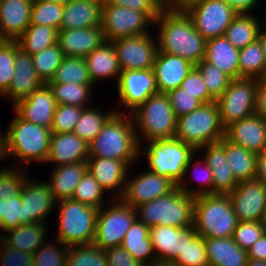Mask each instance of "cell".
<instances>
[{"label":"cell","mask_w":266,"mask_h":266,"mask_svg":"<svg viewBox=\"0 0 266 266\" xmlns=\"http://www.w3.org/2000/svg\"><path fill=\"white\" fill-rule=\"evenodd\" d=\"M158 27V51L177 55L193 65L205 57L206 40L195 30L186 13L162 11L153 26Z\"/></svg>","instance_id":"cell-1"},{"label":"cell","mask_w":266,"mask_h":266,"mask_svg":"<svg viewBox=\"0 0 266 266\" xmlns=\"http://www.w3.org/2000/svg\"><path fill=\"white\" fill-rule=\"evenodd\" d=\"M88 148L89 157L123 160L130 167L134 165L140 157V144L131 114L114 112Z\"/></svg>","instance_id":"cell-2"},{"label":"cell","mask_w":266,"mask_h":266,"mask_svg":"<svg viewBox=\"0 0 266 266\" xmlns=\"http://www.w3.org/2000/svg\"><path fill=\"white\" fill-rule=\"evenodd\" d=\"M6 128V155L19 161L45 163L49 154L52 132L49 128L22 119L16 112ZM19 162V163H18Z\"/></svg>","instance_id":"cell-3"},{"label":"cell","mask_w":266,"mask_h":266,"mask_svg":"<svg viewBox=\"0 0 266 266\" xmlns=\"http://www.w3.org/2000/svg\"><path fill=\"white\" fill-rule=\"evenodd\" d=\"M238 222L229 195L195 197L193 227L197 234L204 238L232 237Z\"/></svg>","instance_id":"cell-4"},{"label":"cell","mask_w":266,"mask_h":266,"mask_svg":"<svg viewBox=\"0 0 266 266\" xmlns=\"http://www.w3.org/2000/svg\"><path fill=\"white\" fill-rule=\"evenodd\" d=\"M194 200L195 197L176 186L168 194L135 207L137 219L148 228L156 225L192 227Z\"/></svg>","instance_id":"cell-5"},{"label":"cell","mask_w":266,"mask_h":266,"mask_svg":"<svg viewBox=\"0 0 266 266\" xmlns=\"http://www.w3.org/2000/svg\"><path fill=\"white\" fill-rule=\"evenodd\" d=\"M139 155H145L149 170L167 177L176 186L184 178L186 166L197 150L176 137L144 142Z\"/></svg>","instance_id":"cell-6"},{"label":"cell","mask_w":266,"mask_h":266,"mask_svg":"<svg viewBox=\"0 0 266 266\" xmlns=\"http://www.w3.org/2000/svg\"><path fill=\"white\" fill-rule=\"evenodd\" d=\"M131 116L140 145L175 137L177 117L166 93L153 94Z\"/></svg>","instance_id":"cell-7"},{"label":"cell","mask_w":266,"mask_h":266,"mask_svg":"<svg viewBox=\"0 0 266 266\" xmlns=\"http://www.w3.org/2000/svg\"><path fill=\"white\" fill-rule=\"evenodd\" d=\"M56 240L66 246L92 244L99 209L72 198L58 201Z\"/></svg>","instance_id":"cell-8"},{"label":"cell","mask_w":266,"mask_h":266,"mask_svg":"<svg viewBox=\"0 0 266 266\" xmlns=\"http://www.w3.org/2000/svg\"><path fill=\"white\" fill-rule=\"evenodd\" d=\"M175 137L196 150L225 137L216 101L202 104L191 113L178 117Z\"/></svg>","instance_id":"cell-9"},{"label":"cell","mask_w":266,"mask_h":266,"mask_svg":"<svg viewBox=\"0 0 266 266\" xmlns=\"http://www.w3.org/2000/svg\"><path fill=\"white\" fill-rule=\"evenodd\" d=\"M136 219L135 208L121 199H112L110 206L107 203L99 209L93 243L102 250L120 246Z\"/></svg>","instance_id":"cell-10"},{"label":"cell","mask_w":266,"mask_h":266,"mask_svg":"<svg viewBox=\"0 0 266 266\" xmlns=\"http://www.w3.org/2000/svg\"><path fill=\"white\" fill-rule=\"evenodd\" d=\"M255 97V78L232 79L225 92L216 100L222 126L226 128L236 121L256 114Z\"/></svg>","instance_id":"cell-11"},{"label":"cell","mask_w":266,"mask_h":266,"mask_svg":"<svg viewBox=\"0 0 266 266\" xmlns=\"http://www.w3.org/2000/svg\"><path fill=\"white\" fill-rule=\"evenodd\" d=\"M154 22L144 13L118 5L102 7V31L106 41L150 33Z\"/></svg>","instance_id":"cell-12"},{"label":"cell","mask_w":266,"mask_h":266,"mask_svg":"<svg viewBox=\"0 0 266 266\" xmlns=\"http://www.w3.org/2000/svg\"><path fill=\"white\" fill-rule=\"evenodd\" d=\"M239 11L223 0H198L186 14L195 30L207 41L224 36L226 29Z\"/></svg>","instance_id":"cell-13"},{"label":"cell","mask_w":266,"mask_h":266,"mask_svg":"<svg viewBox=\"0 0 266 266\" xmlns=\"http://www.w3.org/2000/svg\"><path fill=\"white\" fill-rule=\"evenodd\" d=\"M23 167L14 165L0 170V223L4 232L22 225L20 192L28 177L26 166Z\"/></svg>","instance_id":"cell-14"},{"label":"cell","mask_w":266,"mask_h":266,"mask_svg":"<svg viewBox=\"0 0 266 266\" xmlns=\"http://www.w3.org/2000/svg\"><path fill=\"white\" fill-rule=\"evenodd\" d=\"M117 94L121 102L120 110L114 108L115 112L131 114L140 107L150 96L159 93L157 82L152 68L141 70H124L119 74Z\"/></svg>","instance_id":"cell-15"},{"label":"cell","mask_w":266,"mask_h":266,"mask_svg":"<svg viewBox=\"0 0 266 266\" xmlns=\"http://www.w3.org/2000/svg\"><path fill=\"white\" fill-rule=\"evenodd\" d=\"M151 33L112 41L121 71L150 69L158 52L157 40Z\"/></svg>","instance_id":"cell-16"},{"label":"cell","mask_w":266,"mask_h":266,"mask_svg":"<svg viewBox=\"0 0 266 266\" xmlns=\"http://www.w3.org/2000/svg\"><path fill=\"white\" fill-rule=\"evenodd\" d=\"M22 225L47 223L45 221L56 209L55 200L47 181L39 182L28 176L21 192ZM50 214V215H49Z\"/></svg>","instance_id":"cell-17"},{"label":"cell","mask_w":266,"mask_h":266,"mask_svg":"<svg viewBox=\"0 0 266 266\" xmlns=\"http://www.w3.org/2000/svg\"><path fill=\"white\" fill-rule=\"evenodd\" d=\"M229 197L239 222L263 220L266 212V186L259 180L240 181Z\"/></svg>","instance_id":"cell-18"},{"label":"cell","mask_w":266,"mask_h":266,"mask_svg":"<svg viewBox=\"0 0 266 266\" xmlns=\"http://www.w3.org/2000/svg\"><path fill=\"white\" fill-rule=\"evenodd\" d=\"M175 187L176 185L167 177L150 170L140 171L139 175H133L131 178L127 176L124 193L120 199L135 208L168 194Z\"/></svg>","instance_id":"cell-19"},{"label":"cell","mask_w":266,"mask_h":266,"mask_svg":"<svg viewBox=\"0 0 266 266\" xmlns=\"http://www.w3.org/2000/svg\"><path fill=\"white\" fill-rule=\"evenodd\" d=\"M130 167L123 160H114L101 157H89L87 159V170L97 180L99 185L105 190L116 195H109L112 199H120L124 193L127 176ZM118 190V191H117Z\"/></svg>","instance_id":"cell-20"},{"label":"cell","mask_w":266,"mask_h":266,"mask_svg":"<svg viewBox=\"0 0 266 266\" xmlns=\"http://www.w3.org/2000/svg\"><path fill=\"white\" fill-rule=\"evenodd\" d=\"M56 105L52 90L44 84L13 105V111L28 122L50 129Z\"/></svg>","instance_id":"cell-21"},{"label":"cell","mask_w":266,"mask_h":266,"mask_svg":"<svg viewBox=\"0 0 266 266\" xmlns=\"http://www.w3.org/2000/svg\"><path fill=\"white\" fill-rule=\"evenodd\" d=\"M44 84L35 70L32 56L19 48L15 53L13 81L1 97L10 98L15 105Z\"/></svg>","instance_id":"cell-22"},{"label":"cell","mask_w":266,"mask_h":266,"mask_svg":"<svg viewBox=\"0 0 266 266\" xmlns=\"http://www.w3.org/2000/svg\"><path fill=\"white\" fill-rule=\"evenodd\" d=\"M89 158L88 143L74 132L52 133L49 154L45 164L54 167L71 163L87 162Z\"/></svg>","instance_id":"cell-23"},{"label":"cell","mask_w":266,"mask_h":266,"mask_svg":"<svg viewBox=\"0 0 266 266\" xmlns=\"http://www.w3.org/2000/svg\"><path fill=\"white\" fill-rule=\"evenodd\" d=\"M194 66L182 57L158 51L152 69L159 93H167L180 87Z\"/></svg>","instance_id":"cell-24"},{"label":"cell","mask_w":266,"mask_h":266,"mask_svg":"<svg viewBox=\"0 0 266 266\" xmlns=\"http://www.w3.org/2000/svg\"><path fill=\"white\" fill-rule=\"evenodd\" d=\"M101 26L59 30L57 43L64 56L86 57L105 42Z\"/></svg>","instance_id":"cell-25"},{"label":"cell","mask_w":266,"mask_h":266,"mask_svg":"<svg viewBox=\"0 0 266 266\" xmlns=\"http://www.w3.org/2000/svg\"><path fill=\"white\" fill-rule=\"evenodd\" d=\"M225 138L256 154L266 149V130L260 115L254 114L225 128Z\"/></svg>","instance_id":"cell-26"},{"label":"cell","mask_w":266,"mask_h":266,"mask_svg":"<svg viewBox=\"0 0 266 266\" xmlns=\"http://www.w3.org/2000/svg\"><path fill=\"white\" fill-rule=\"evenodd\" d=\"M33 0H0V34L16 41L30 25Z\"/></svg>","instance_id":"cell-27"},{"label":"cell","mask_w":266,"mask_h":266,"mask_svg":"<svg viewBox=\"0 0 266 266\" xmlns=\"http://www.w3.org/2000/svg\"><path fill=\"white\" fill-rule=\"evenodd\" d=\"M197 153H204L202 158L213 172V194L229 195L239 182L226 161L225 148L217 142L200 147Z\"/></svg>","instance_id":"cell-28"},{"label":"cell","mask_w":266,"mask_h":266,"mask_svg":"<svg viewBox=\"0 0 266 266\" xmlns=\"http://www.w3.org/2000/svg\"><path fill=\"white\" fill-rule=\"evenodd\" d=\"M156 261L173 262L185 248V227L156 225L150 228Z\"/></svg>","instance_id":"cell-29"},{"label":"cell","mask_w":266,"mask_h":266,"mask_svg":"<svg viewBox=\"0 0 266 266\" xmlns=\"http://www.w3.org/2000/svg\"><path fill=\"white\" fill-rule=\"evenodd\" d=\"M102 5L88 0H71L64 5L60 30L101 26Z\"/></svg>","instance_id":"cell-30"},{"label":"cell","mask_w":266,"mask_h":266,"mask_svg":"<svg viewBox=\"0 0 266 266\" xmlns=\"http://www.w3.org/2000/svg\"><path fill=\"white\" fill-rule=\"evenodd\" d=\"M239 52L225 36L206 41L204 60L213 64L231 79L240 78Z\"/></svg>","instance_id":"cell-31"},{"label":"cell","mask_w":266,"mask_h":266,"mask_svg":"<svg viewBox=\"0 0 266 266\" xmlns=\"http://www.w3.org/2000/svg\"><path fill=\"white\" fill-rule=\"evenodd\" d=\"M85 60L94 84H97L100 79H117L116 81H118L121 69L112 42L105 41L100 47L88 54Z\"/></svg>","instance_id":"cell-32"},{"label":"cell","mask_w":266,"mask_h":266,"mask_svg":"<svg viewBox=\"0 0 266 266\" xmlns=\"http://www.w3.org/2000/svg\"><path fill=\"white\" fill-rule=\"evenodd\" d=\"M87 171V162L60 165L52 169L51 177L46 180L55 200L61 201L73 197L76 186Z\"/></svg>","instance_id":"cell-33"},{"label":"cell","mask_w":266,"mask_h":266,"mask_svg":"<svg viewBox=\"0 0 266 266\" xmlns=\"http://www.w3.org/2000/svg\"><path fill=\"white\" fill-rule=\"evenodd\" d=\"M205 246L209 266H246L247 251L232 237L205 238Z\"/></svg>","instance_id":"cell-34"},{"label":"cell","mask_w":266,"mask_h":266,"mask_svg":"<svg viewBox=\"0 0 266 266\" xmlns=\"http://www.w3.org/2000/svg\"><path fill=\"white\" fill-rule=\"evenodd\" d=\"M150 228L136 219L122 240L121 247L144 266L156 262L153 245L150 240Z\"/></svg>","instance_id":"cell-35"},{"label":"cell","mask_w":266,"mask_h":266,"mask_svg":"<svg viewBox=\"0 0 266 266\" xmlns=\"http://www.w3.org/2000/svg\"><path fill=\"white\" fill-rule=\"evenodd\" d=\"M219 143L225 148L226 161L238 182L254 179L256 177V153L230 142L225 137H223Z\"/></svg>","instance_id":"cell-36"},{"label":"cell","mask_w":266,"mask_h":266,"mask_svg":"<svg viewBox=\"0 0 266 266\" xmlns=\"http://www.w3.org/2000/svg\"><path fill=\"white\" fill-rule=\"evenodd\" d=\"M254 12H239L225 31L224 36L237 49H243L258 39L261 29Z\"/></svg>","instance_id":"cell-37"},{"label":"cell","mask_w":266,"mask_h":266,"mask_svg":"<svg viewBox=\"0 0 266 266\" xmlns=\"http://www.w3.org/2000/svg\"><path fill=\"white\" fill-rule=\"evenodd\" d=\"M46 223H31L20 225L17 228L11 229L8 234H4V241L22 252L33 254L44 241H47ZM7 235V236H6ZM46 239V240H45Z\"/></svg>","instance_id":"cell-38"},{"label":"cell","mask_w":266,"mask_h":266,"mask_svg":"<svg viewBox=\"0 0 266 266\" xmlns=\"http://www.w3.org/2000/svg\"><path fill=\"white\" fill-rule=\"evenodd\" d=\"M197 155H199V156H197ZM200 156H201V158H200ZM196 157H199V160ZM195 160H197V161H195ZM192 167H193V169H192ZM212 173H213L212 170L209 168L206 161L202 158V155H200L199 153H196L190 159L189 164L186 166L185 172H184V178L177 185V187L182 192H184L190 196H193V197L213 194V175H212ZM190 174L192 175V177L194 176V178H196V180L199 184L197 187L198 189L194 188V187L192 189V187H191L192 185H190L191 182H189V179H190L189 175ZM187 182L190 184H188Z\"/></svg>","instance_id":"cell-39"},{"label":"cell","mask_w":266,"mask_h":266,"mask_svg":"<svg viewBox=\"0 0 266 266\" xmlns=\"http://www.w3.org/2000/svg\"><path fill=\"white\" fill-rule=\"evenodd\" d=\"M58 30L45 25H29L16 40L19 48L29 55H34L57 43Z\"/></svg>","instance_id":"cell-40"},{"label":"cell","mask_w":266,"mask_h":266,"mask_svg":"<svg viewBox=\"0 0 266 266\" xmlns=\"http://www.w3.org/2000/svg\"><path fill=\"white\" fill-rule=\"evenodd\" d=\"M179 266H209L205 238L194 227H185V248L173 261Z\"/></svg>","instance_id":"cell-41"},{"label":"cell","mask_w":266,"mask_h":266,"mask_svg":"<svg viewBox=\"0 0 266 266\" xmlns=\"http://www.w3.org/2000/svg\"><path fill=\"white\" fill-rule=\"evenodd\" d=\"M46 84L52 90L56 104L90 107L88 101L95 84H75L72 82L66 84L47 82Z\"/></svg>","instance_id":"cell-42"},{"label":"cell","mask_w":266,"mask_h":266,"mask_svg":"<svg viewBox=\"0 0 266 266\" xmlns=\"http://www.w3.org/2000/svg\"><path fill=\"white\" fill-rule=\"evenodd\" d=\"M48 82L94 84L90 78L87 62L84 57L64 56L60 66Z\"/></svg>","instance_id":"cell-43"},{"label":"cell","mask_w":266,"mask_h":266,"mask_svg":"<svg viewBox=\"0 0 266 266\" xmlns=\"http://www.w3.org/2000/svg\"><path fill=\"white\" fill-rule=\"evenodd\" d=\"M114 112L115 109H111L110 111L108 110L107 113L95 106L84 108L73 132L86 143L90 144Z\"/></svg>","instance_id":"cell-44"},{"label":"cell","mask_w":266,"mask_h":266,"mask_svg":"<svg viewBox=\"0 0 266 266\" xmlns=\"http://www.w3.org/2000/svg\"><path fill=\"white\" fill-rule=\"evenodd\" d=\"M104 196L105 190L99 185L97 180L87 170L76 186L72 199L100 209L104 206V204L106 205L107 202L110 203V201L112 200V198L110 199L108 196ZM106 198H109V200H107Z\"/></svg>","instance_id":"cell-45"},{"label":"cell","mask_w":266,"mask_h":266,"mask_svg":"<svg viewBox=\"0 0 266 266\" xmlns=\"http://www.w3.org/2000/svg\"><path fill=\"white\" fill-rule=\"evenodd\" d=\"M64 5L46 0H33L30 25H45L60 30Z\"/></svg>","instance_id":"cell-46"},{"label":"cell","mask_w":266,"mask_h":266,"mask_svg":"<svg viewBox=\"0 0 266 266\" xmlns=\"http://www.w3.org/2000/svg\"><path fill=\"white\" fill-rule=\"evenodd\" d=\"M265 66L266 60L263 54L262 46L258 39L243 49H240V78L245 77L256 79L261 74Z\"/></svg>","instance_id":"cell-47"},{"label":"cell","mask_w":266,"mask_h":266,"mask_svg":"<svg viewBox=\"0 0 266 266\" xmlns=\"http://www.w3.org/2000/svg\"><path fill=\"white\" fill-rule=\"evenodd\" d=\"M67 266H108L105 250L94 243L69 246Z\"/></svg>","instance_id":"cell-48"},{"label":"cell","mask_w":266,"mask_h":266,"mask_svg":"<svg viewBox=\"0 0 266 266\" xmlns=\"http://www.w3.org/2000/svg\"><path fill=\"white\" fill-rule=\"evenodd\" d=\"M63 58L58 43L32 55L35 70L45 84L52 79Z\"/></svg>","instance_id":"cell-49"},{"label":"cell","mask_w":266,"mask_h":266,"mask_svg":"<svg viewBox=\"0 0 266 266\" xmlns=\"http://www.w3.org/2000/svg\"><path fill=\"white\" fill-rule=\"evenodd\" d=\"M54 241H45L32 254V266H67L68 246L56 239Z\"/></svg>","instance_id":"cell-50"},{"label":"cell","mask_w":266,"mask_h":266,"mask_svg":"<svg viewBox=\"0 0 266 266\" xmlns=\"http://www.w3.org/2000/svg\"><path fill=\"white\" fill-rule=\"evenodd\" d=\"M195 67L199 70L208 93L217 100L229 86L231 78L213 64L202 59Z\"/></svg>","instance_id":"cell-51"},{"label":"cell","mask_w":266,"mask_h":266,"mask_svg":"<svg viewBox=\"0 0 266 266\" xmlns=\"http://www.w3.org/2000/svg\"><path fill=\"white\" fill-rule=\"evenodd\" d=\"M18 49L17 41L4 40L0 44V97L13 81L14 59Z\"/></svg>","instance_id":"cell-52"},{"label":"cell","mask_w":266,"mask_h":266,"mask_svg":"<svg viewBox=\"0 0 266 266\" xmlns=\"http://www.w3.org/2000/svg\"><path fill=\"white\" fill-rule=\"evenodd\" d=\"M83 107L57 104L51 125L52 133L73 132Z\"/></svg>","instance_id":"cell-53"},{"label":"cell","mask_w":266,"mask_h":266,"mask_svg":"<svg viewBox=\"0 0 266 266\" xmlns=\"http://www.w3.org/2000/svg\"><path fill=\"white\" fill-rule=\"evenodd\" d=\"M266 232L262 221L238 222L233 233V241L247 251Z\"/></svg>","instance_id":"cell-54"},{"label":"cell","mask_w":266,"mask_h":266,"mask_svg":"<svg viewBox=\"0 0 266 266\" xmlns=\"http://www.w3.org/2000/svg\"><path fill=\"white\" fill-rule=\"evenodd\" d=\"M166 94L177 118L191 113L203 104L199 99L193 97V95L187 93L180 87Z\"/></svg>","instance_id":"cell-55"},{"label":"cell","mask_w":266,"mask_h":266,"mask_svg":"<svg viewBox=\"0 0 266 266\" xmlns=\"http://www.w3.org/2000/svg\"><path fill=\"white\" fill-rule=\"evenodd\" d=\"M180 88L193 97L199 99L203 104L216 101L209 93L199 70L194 66L187 77L183 80Z\"/></svg>","instance_id":"cell-56"},{"label":"cell","mask_w":266,"mask_h":266,"mask_svg":"<svg viewBox=\"0 0 266 266\" xmlns=\"http://www.w3.org/2000/svg\"><path fill=\"white\" fill-rule=\"evenodd\" d=\"M0 266H32V254L0 242Z\"/></svg>","instance_id":"cell-57"},{"label":"cell","mask_w":266,"mask_h":266,"mask_svg":"<svg viewBox=\"0 0 266 266\" xmlns=\"http://www.w3.org/2000/svg\"><path fill=\"white\" fill-rule=\"evenodd\" d=\"M105 4L118 5L139 12H144L153 22L162 12L154 0H107Z\"/></svg>","instance_id":"cell-58"},{"label":"cell","mask_w":266,"mask_h":266,"mask_svg":"<svg viewBox=\"0 0 266 266\" xmlns=\"http://www.w3.org/2000/svg\"><path fill=\"white\" fill-rule=\"evenodd\" d=\"M108 266H144L121 246L105 250Z\"/></svg>","instance_id":"cell-59"},{"label":"cell","mask_w":266,"mask_h":266,"mask_svg":"<svg viewBox=\"0 0 266 266\" xmlns=\"http://www.w3.org/2000/svg\"><path fill=\"white\" fill-rule=\"evenodd\" d=\"M247 257L266 261V232L247 250Z\"/></svg>","instance_id":"cell-60"},{"label":"cell","mask_w":266,"mask_h":266,"mask_svg":"<svg viewBox=\"0 0 266 266\" xmlns=\"http://www.w3.org/2000/svg\"><path fill=\"white\" fill-rule=\"evenodd\" d=\"M255 111L261 117L266 116V85L256 80Z\"/></svg>","instance_id":"cell-61"},{"label":"cell","mask_w":266,"mask_h":266,"mask_svg":"<svg viewBox=\"0 0 266 266\" xmlns=\"http://www.w3.org/2000/svg\"><path fill=\"white\" fill-rule=\"evenodd\" d=\"M198 0H171L162 11L186 13Z\"/></svg>","instance_id":"cell-62"},{"label":"cell","mask_w":266,"mask_h":266,"mask_svg":"<svg viewBox=\"0 0 266 266\" xmlns=\"http://www.w3.org/2000/svg\"><path fill=\"white\" fill-rule=\"evenodd\" d=\"M226 4H229L236 8L239 12H253L256 10L259 0H223Z\"/></svg>","instance_id":"cell-63"},{"label":"cell","mask_w":266,"mask_h":266,"mask_svg":"<svg viewBox=\"0 0 266 266\" xmlns=\"http://www.w3.org/2000/svg\"><path fill=\"white\" fill-rule=\"evenodd\" d=\"M255 178L266 186V149L257 154V173Z\"/></svg>","instance_id":"cell-64"},{"label":"cell","mask_w":266,"mask_h":266,"mask_svg":"<svg viewBox=\"0 0 266 266\" xmlns=\"http://www.w3.org/2000/svg\"><path fill=\"white\" fill-rule=\"evenodd\" d=\"M3 131L2 129H0V160L2 161L4 159H9L6 155V129H4Z\"/></svg>","instance_id":"cell-65"},{"label":"cell","mask_w":266,"mask_h":266,"mask_svg":"<svg viewBox=\"0 0 266 266\" xmlns=\"http://www.w3.org/2000/svg\"><path fill=\"white\" fill-rule=\"evenodd\" d=\"M258 40L262 46L263 54L266 60V30L260 29L259 35H258Z\"/></svg>","instance_id":"cell-66"},{"label":"cell","mask_w":266,"mask_h":266,"mask_svg":"<svg viewBox=\"0 0 266 266\" xmlns=\"http://www.w3.org/2000/svg\"><path fill=\"white\" fill-rule=\"evenodd\" d=\"M246 266H266V261L248 258Z\"/></svg>","instance_id":"cell-67"},{"label":"cell","mask_w":266,"mask_h":266,"mask_svg":"<svg viewBox=\"0 0 266 266\" xmlns=\"http://www.w3.org/2000/svg\"><path fill=\"white\" fill-rule=\"evenodd\" d=\"M148 266H179V265H176L174 262L170 261H156Z\"/></svg>","instance_id":"cell-68"},{"label":"cell","mask_w":266,"mask_h":266,"mask_svg":"<svg viewBox=\"0 0 266 266\" xmlns=\"http://www.w3.org/2000/svg\"><path fill=\"white\" fill-rule=\"evenodd\" d=\"M256 80L263 85H266V66L264 67L261 74L256 78Z\"/></svg>","instance_id":"cell-69"},{"label":"cell","mask_w":266,"mask_h":266,"mask_svg":"<svg viewBox=\"0 0 266 266\" xmlns=\"http://www.w3.org/2000/svg\"><path fill=\"white\" fill-rule=\"evenodd\" d=\"M155 3L163 9L171 0H154Z\"/></svg>","instance_id":"cell-70"},{"label":"cell","mask_w":266,"mask_h":266,"mask_svg":"<svg viewBox=\"0 0 266 266\" xmlns=\"http://www.w3.org/2000/svg\"><path fill=\"white\" fill-rule=\"evenodd\" d=\"M46 1H52L54 3L65 5V4L69 3L71 0H46Z\"/></svg>","instance_id":"cell-71"},{"label":"cell","mask_w":266,"mask_h":266,"mask_svg":"<svg viewBox=\"0 0 266 266\" xmlns=\"http://www.w3.org/2000/svg\"><path fill=\"white\" fill-rule=\"evenodd\" d=\"M88 1H93L103 6L107 0H88Z\"/></svg>","instance_id":"cell-72"},{"label":"cell","mask_w":266,"mask_h":266,"mask_svg":"<svg viewBox=\"0 0 266 266\" xmlns=\"http://www.w3.org/2000/svg\"><path fill=\"white\" fill-rule=\"evenodd\" d=\"M264 17H265L263 20L264 23H261V28L266 30V14L264 15Z\"/></svg>","instance_id":"cell-73"},{"label":"cell","mask_w":266,"mask_h":266,"mask_svg":"<svg viewBox=\"0 0 266 266\" xmlns=\"http://www.w3.org/2000/svg\"><path fill=\"white\" fill-rule=\"evenodd\" d=\"M2 229V226H1V223H0V232H1ZM4 234H0V242H2L4 240Z\"/></svg>","instance_id":"cell-74"},{"label":"cell","mask_w":266,"mask_h":266,"mask_svg":"<svg viewBox=\"0 0 266 266\" xmlns=\"http://www.w3.org/2000/svg\"><path fill=\"white\" fill-rule=\"evenodd\" d=\"M262 222H263L264 227L266 228V212L264 213Z\"/></svg>","instance_id":"cell-75"},{"label":"cell","mask_w":266,"mask_h":266,"mask_svg":"<svg viewBox=\"0 0 266 266\" xmlns=\"http://www.w3.org/2000/svg\"><path fill=\"white\" fill-rule=\"evenodd\" d=\"M262 120H263V123H264V126H265V130H266V116H263Z\"/></svg>","instance_id":"cell-76"},{"label":"cell","mask_w":266,"mask_h":266,"mask_svg":"<svg viewBox=\"0 0 266 266\" xmlns=\"http://www.w3.org/2000/svg\"><path fill=\"white\" fill-rule=\"evenodd\" d=\"M4 41V39L2 38L1 34H0V44Z\"/></svg>","instance_id":"cell-77"}]
</instances>
